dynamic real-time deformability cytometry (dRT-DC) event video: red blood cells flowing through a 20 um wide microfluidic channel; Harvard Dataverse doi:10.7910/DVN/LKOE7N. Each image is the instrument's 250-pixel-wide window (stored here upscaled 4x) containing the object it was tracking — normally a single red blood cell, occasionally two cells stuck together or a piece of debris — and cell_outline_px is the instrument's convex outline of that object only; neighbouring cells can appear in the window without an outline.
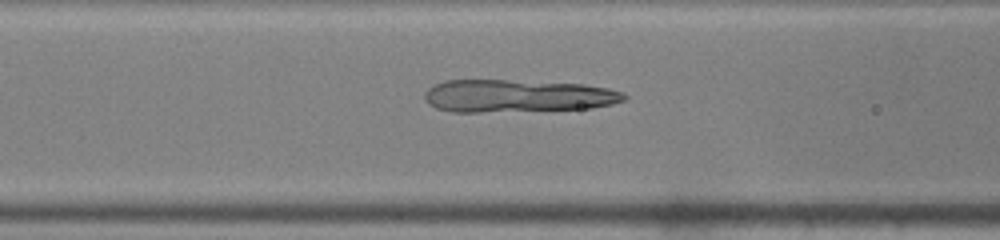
{"species": "common noctule bat (a hibernating species)", "species_latin": "Nyctalus noctula", "temperature_condition": "warm", "stored_images_in_passage": 36, "camera_frame_rate_fps": 3000, "um_per_image_px": 0.085, "animal": {"sex": "male", "body_mass_g": 19.0, "forearm_length_mm": 50.8}, "frame": {"image": 1, "passage_image": 8, "time_ms": 2.333, "image_size_px": [1000, 240], "cell_outline_px": [[628, 96], [624, 100], [612, 104], [592, 108], [480, 112], [452, 112], [436, 108], [428, 104], [424, 100], [424, 92], [428, 88], [436, 84], [448, 80], [504, 80], [584, 84], [608, 88], [624, 92]], "centroid_in_image_um": [43.97, 8.15], "position_along_channel_um": 122.6, "area_um2": 37.97}}
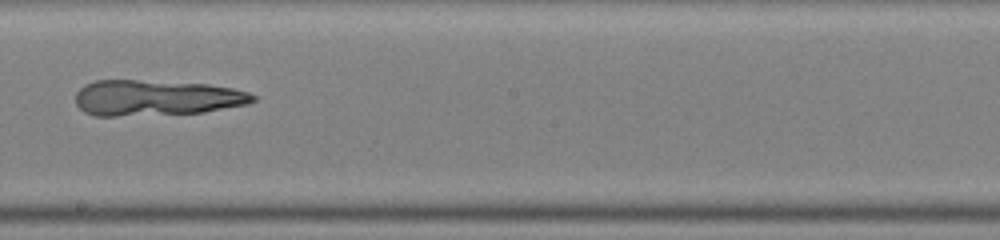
{"frame": {"image": 2, "passage_image": 16, "time_ms": 5.0, "image_size_px": [1000, 240], "cell_outline_px": [[256, 100], [248, 104], [204, 112], [116, 116], [96, 116], [84, 112], [76, 104], [76, 92], [84, 84], [96, 80], [136, 80], [208, 84], [232, 88], [248, 92], [256, 96]], "centroid_in_image_um": [13.26, 8.31], "position_along_channel_um": 234.9, "area_um2": 36.88}}
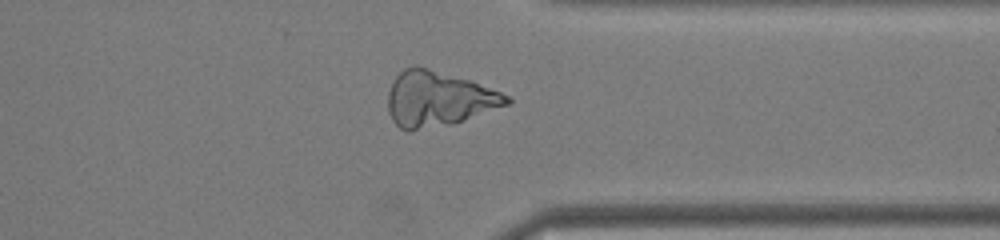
{"frame": {"image": 3, "passage_image": 26, "time_ms": 8.333, "image_size_px": [1000, 240], "cell_outline_px": [[512, 104], [452, 124], [408, 132], [404, 132], [392, 120], [388, 112], [388, 92], [392, 80], [404, 68], [416, 64], [468, 80], [512, 96]], "centroid_in_image_um": [37.25, 8.42], "position_along_channel_um": 374.2, "area_um2": 38.55}}